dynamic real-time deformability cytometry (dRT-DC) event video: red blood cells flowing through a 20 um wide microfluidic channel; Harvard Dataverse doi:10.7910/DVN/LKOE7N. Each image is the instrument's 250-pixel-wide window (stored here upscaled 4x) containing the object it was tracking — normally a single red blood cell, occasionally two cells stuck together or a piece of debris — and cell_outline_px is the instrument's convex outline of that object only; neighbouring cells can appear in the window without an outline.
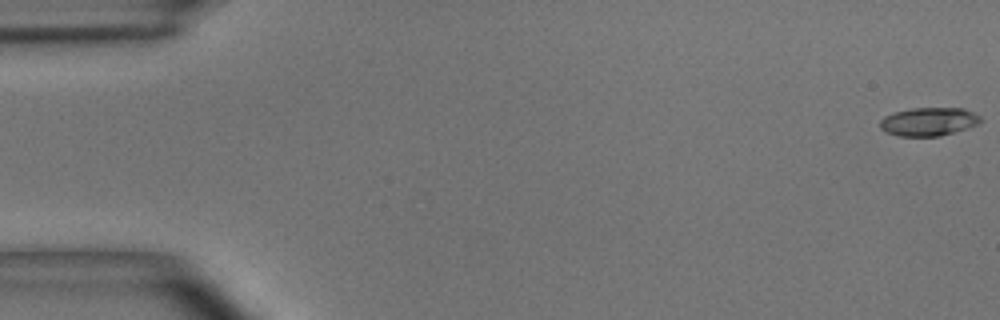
{"species": "common noctule bat (a hibernating species)", "species_latin": "Nyctalus noctula", "temperature_condition": "room temperature", "stored_images_in_passage": 55, "camera_frame_rate_fps": 3000, "um_per_image_px": 0.085, "animal": {"sex": "male", "body_mass_g": 15.6}, "frame": {"image": 1, "passage_image": 1, "time_ms": 0.0, "image_size_px": [1000, 320], "cell_outline_px": [[980, 120], [976, 124], [940, 136], [900, 136], [888, 132], [880, 128], [880, 120], [884, 116], [896, 112], [912, 108], [964, 108], [980, 116]], "centroid_in_image_um": [78.9, 10.33], "position_along_channel_um": 6.1, "area_um2": 16.24}}
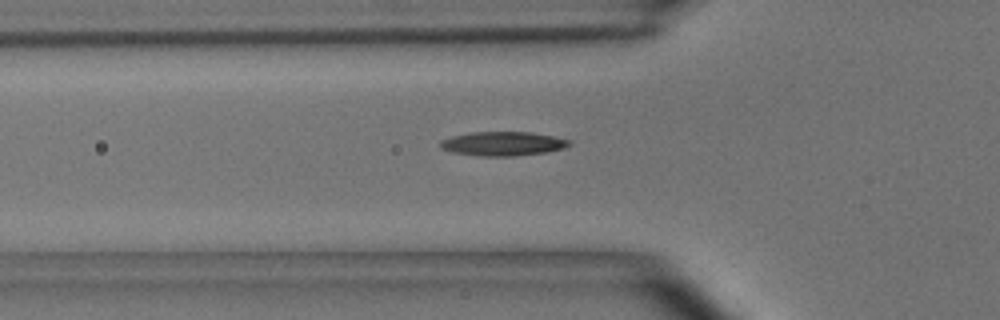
{"frame": {"image": 2, "passage_image": 19, "time_ms": 6.0, "image_size_px": [1000, 320], "cell_outline_px": [[572, 144], [564, 148], [544, 152], [516, 156], [480, 156], [452, 152], [440, 148], [440, 140], [452, 136], [472, 132], [532, 132], [572, 140]], "centroid_in_image_um": [42.75, 12.21], "position_along_channel_um": 83.1, "area_um2": 18.15}}
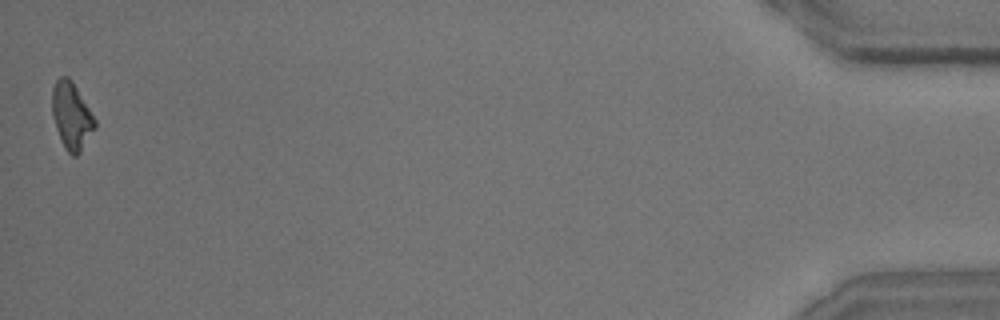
{"frame": {"image": 3, "passage_image": 55, "time_ms": 18.0, "image_size_px": [1000, 320], "cell_outline_px": [[96, 128], [80, 152], [76, 156], [72, 156], [64, 148], [60, 140], [52, 116], [52, 88], [56, 80], [60, 76], [68, 76], [72, 80], [96, 120]], "centroid_in_image_um": [6.07, 9.85], "position_along_channel_um": 429.1, "area_um2": 16.82}, "authors_computed_cell_mechanics": {"area_um2": 16.8776, "velocity_mm_per_s": 3.6403, "shape_relaxation_time_tau1_ms": 6.3354, "shape_relaxation_time_tau2_ms": 7.0777, "deformation_change_tau1": 0.1788, "deformation_change_tau2": 0.1615}}